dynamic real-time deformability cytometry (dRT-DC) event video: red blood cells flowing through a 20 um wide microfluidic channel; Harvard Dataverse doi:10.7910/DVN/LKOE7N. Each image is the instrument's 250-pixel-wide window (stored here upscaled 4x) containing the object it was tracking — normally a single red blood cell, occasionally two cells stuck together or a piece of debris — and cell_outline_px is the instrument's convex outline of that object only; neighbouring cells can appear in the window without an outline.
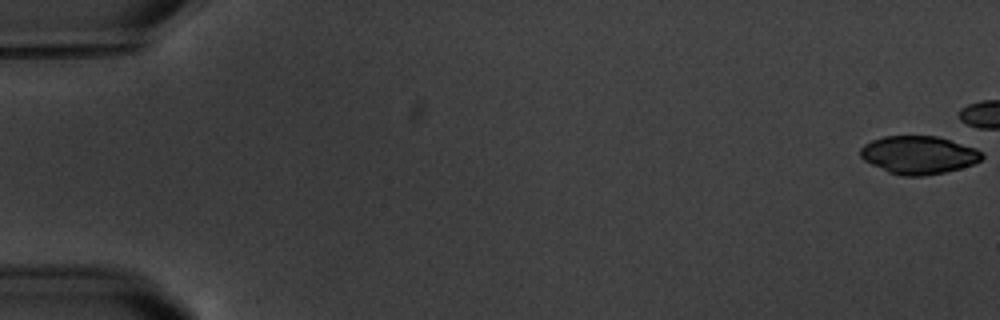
{"species": "common noctule bat (a hibernating species)", "species_latin": "Nyctalus noctula", "temperature_condition": "warm", "stored_images_in_passage": 4, "camera_frame_rate_fps": 3000, "um_per_image_px": 0.085, "animal": {"sex": "male", "body_mass_g": 20.1, "forearm_length_mm": 53.5}, "frame": {"image": 1, "passage_image": 1, "time_ms": 0.0, "image_size_px": [1000, 320], "cell_outline_px": [[984, 156], [980, 160], [972, 164], [960, 168], [944, 172], [924, 176], [904, 176], [888, 172], [864, 160], [860, 156], [860, 148], [864, 144], [872, 140], [884, 136], [936, 136], [976, 148]], "centroid_in_image_um": [78.06, 13.17], "position_along_channel_um": 6.9, "area_um2": 26.7}}